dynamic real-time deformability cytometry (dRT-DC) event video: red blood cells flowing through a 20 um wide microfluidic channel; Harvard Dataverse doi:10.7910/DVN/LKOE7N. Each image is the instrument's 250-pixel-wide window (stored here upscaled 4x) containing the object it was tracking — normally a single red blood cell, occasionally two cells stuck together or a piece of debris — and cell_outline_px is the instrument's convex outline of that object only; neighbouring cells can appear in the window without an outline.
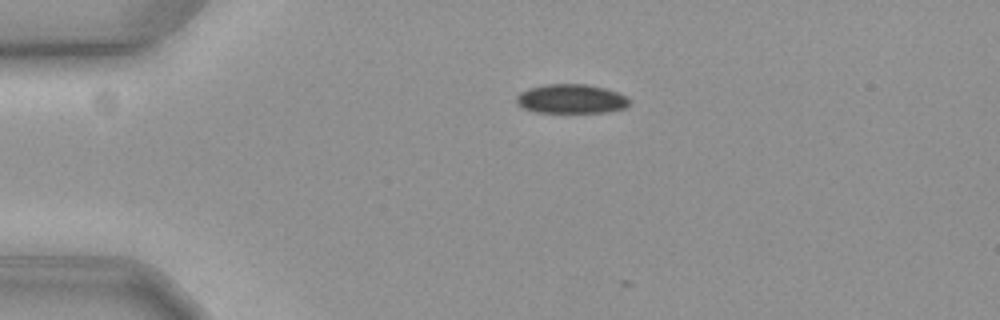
{"species": "common noctule bat (a hibernating species)", "species_latin": "Nyctalus noctula", "temperature_condition": "cold", "stored_images_in_passage": 2, "camera_frame_rate_fps": 3000, "um_per_image_px": 0.085, "animal": {"sex": "female", "body_mass_g": 19.3, "forearm_length_mm": 54.1}, "frame": {"image": 1, "passage_image": 1, "time_ms": 0.0, "image_size_px": [1000, 320], "cell_outline_px": [[628, 104], [624, 108], [608, 112], [536, 112], [524, 108], [516, 104], [516, 96], [520, 92], [528, 88], [544, 84], [588, 84], [604, 88], [628, 96]], "centroid_in_image_um": [48.52, 8.4], "position_along_channel_um": 36.5, "area_um2": 19.25}}